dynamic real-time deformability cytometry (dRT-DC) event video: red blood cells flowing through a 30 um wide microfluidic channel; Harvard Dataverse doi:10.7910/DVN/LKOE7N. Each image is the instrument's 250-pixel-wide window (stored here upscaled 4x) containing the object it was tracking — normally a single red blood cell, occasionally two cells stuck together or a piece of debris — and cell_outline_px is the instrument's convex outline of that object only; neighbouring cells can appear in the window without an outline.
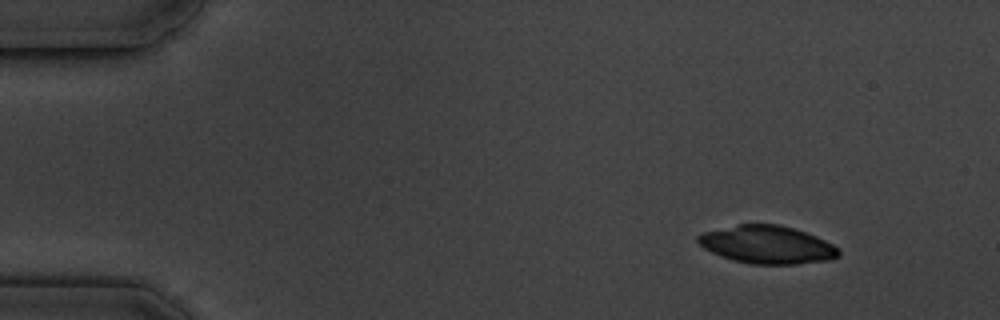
{"species": "common noctule bat (a hibernating species)", "species_latin": "Nyctalus noctula", "temperature_condition": "cold", "stored_images_in_passage": 6, "camera_frame_rate_fps": 3000, "um_per_image_px": 0.085, "animal": {"sex": "male", "body_mass_g": 19.5, "forearm_length_mm": 54.6}, "frame": {"image": 1, "passage_image": 3, "time_ms": 2.0, "image_size_px": [1000, 320], "cell_outline_px": [[840, 256], [832, 260], [796, 264], [752, 264], [732, 260], [720, 256], [704, 248], [696, 240], [696, 236], [704, 232], [740, 224], [780, 224], [816, 236], [832, 244], [840, 252]], "centroid_in_image_um": [65.21, 20.81], "position_along_channel_um": 19.8, "area_um2": 30.98}}